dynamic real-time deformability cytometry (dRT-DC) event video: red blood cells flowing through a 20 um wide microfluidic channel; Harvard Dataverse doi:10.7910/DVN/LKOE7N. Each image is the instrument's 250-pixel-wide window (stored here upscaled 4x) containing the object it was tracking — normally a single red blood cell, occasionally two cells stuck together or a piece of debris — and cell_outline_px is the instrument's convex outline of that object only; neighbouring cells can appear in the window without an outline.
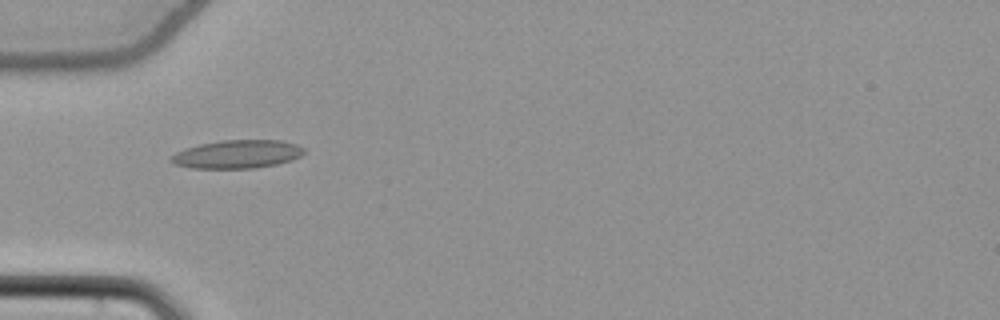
{"species": "common noctule bat (a hibernating species)", "species_latin": "Nyctalus noctula", "temperature_condition": "cold", "stored_images_in_passage": 41, "camera_frame_rate_fps": 3000, "um_per_image_px": 0.085, "animal": {"sex": "female", "body_mass_g": 22.7, "forearm_length_mm": 54.2}, "frame": {"image": 1, "passage_image": 5, "time_ms": 1.333, "image_size_px": [1000, 320], "cell_outline_px": [[304, 152], [300, 156], [292, 160], [276, 164], [256, 168], [192, 168], [176, 164], [168, 160], [176, 152], [184, 148], [200, 144], [220, 140], [280, 140], [296, 144], [304, 148]], "centroid_in_image_um": [20.16, 13.1], "position_along_channel_um": 64.8, "area_um2": 21.91}}
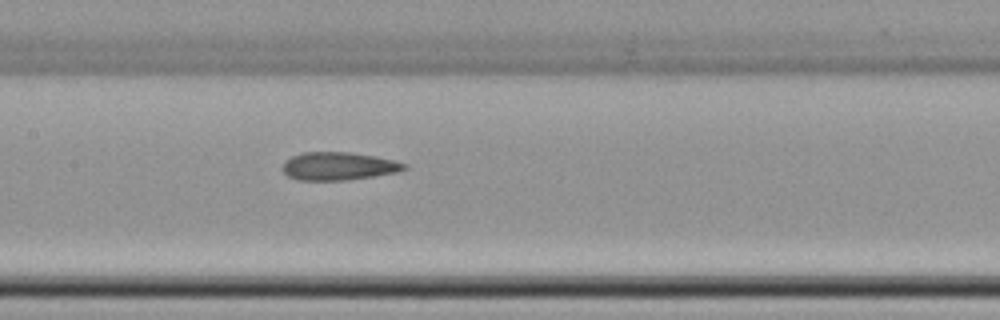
{"frame": {"image": 2, "passage_image": 14, "time_ms": 4.333, "image_size_px": [1000, 320], "cell_outline_px": [[408, 168], [396, 172], [348, 180], [296, 180], [288, 176], [284, 172], [284, 160], [292, 156], [304, 152], [348, 152], [376, 156], [408, 164]], "centroid_in_image_um": [28.77, 14.12], "position_along_channel_um": 178.6, "area_um2": 19.77}}
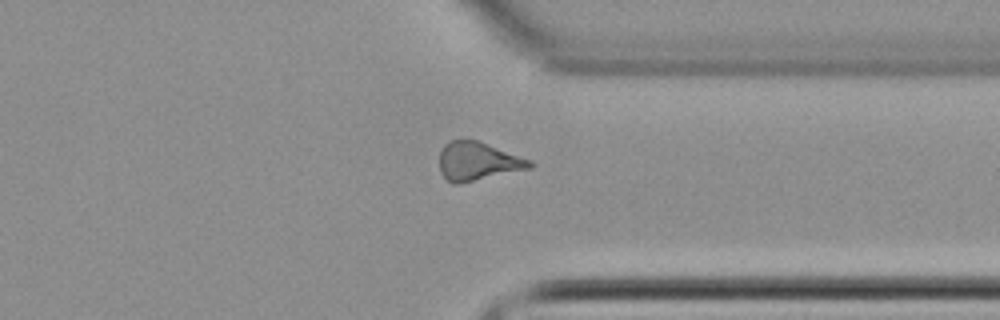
{"frame": {"image": 3, "passage_image": 29, "time_ms": 9.333, "image_size_px": [1000, 320], "cell_outline_px": [[536, 164], [532, 168], [456, 184], [452, 184], [444, 180], [440, 172], [440, 152], [444, 144], [448, 140], [476, 140], [532, 160]], "centroid_in_image_um": [40.6, 13.72], "position_along_channel_um": 370.8, "area_um2": 20.29}, "authors_computed_cell_mechanics": {"area_um2": 19.9988, "velocity_mm_per_s": 3.8558, "shape_relaxation_time_tau1_ms": null, "shape_relaxation_time_tau2_ms": 3.5054, "deformation_change_tau1": null, "deformation_change_tau2": 0.1188}}